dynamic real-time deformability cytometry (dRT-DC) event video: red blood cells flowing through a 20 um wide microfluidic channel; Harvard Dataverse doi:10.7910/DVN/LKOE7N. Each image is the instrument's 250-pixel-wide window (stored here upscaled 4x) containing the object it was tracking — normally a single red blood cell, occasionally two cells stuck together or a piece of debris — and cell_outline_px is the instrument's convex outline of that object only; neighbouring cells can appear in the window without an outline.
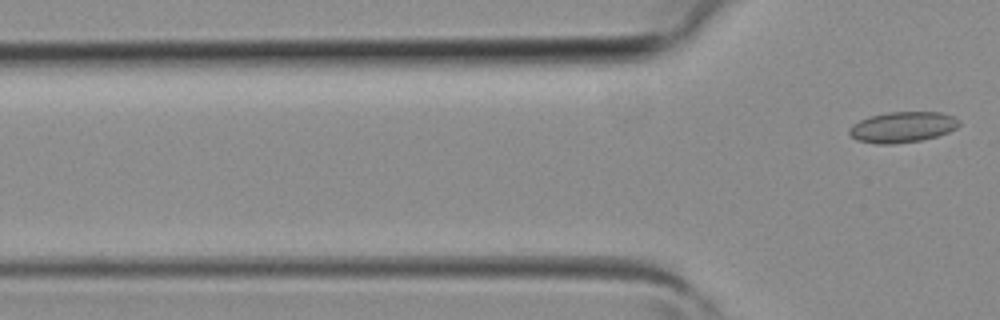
{"species": "common noctule bat (a hibernating species)", "species_latin": "Nyctalus noctula", "temperature_condition": "room temperature", "stored_images_in_passage": 4, "camera_frame_rate_fps": 3000, "um_per_image_px": 0.085, "animal": {"sex": "female", "body_mass_g": 19.3, "forearm_length_mm": 54.1}, "frame": {"image": 1, "passage_image": 4, "time_ms": 1.0, "image_size_px": [1000, 320], "cell_outline_px": [[960, 124], [956, 128], [948, 132], [936, 136], [920, 140], [892, 144], [876, 144], [856, 140], [848, 132], [848, 128], [860, 120], [872, 116], [888, 112], [940, 112], [952, 116], [960, 120]], "centroid_in_image_um": [76.71, 10.8], "position_along_channel_um": 49.1, "area_um2": 19.54}}